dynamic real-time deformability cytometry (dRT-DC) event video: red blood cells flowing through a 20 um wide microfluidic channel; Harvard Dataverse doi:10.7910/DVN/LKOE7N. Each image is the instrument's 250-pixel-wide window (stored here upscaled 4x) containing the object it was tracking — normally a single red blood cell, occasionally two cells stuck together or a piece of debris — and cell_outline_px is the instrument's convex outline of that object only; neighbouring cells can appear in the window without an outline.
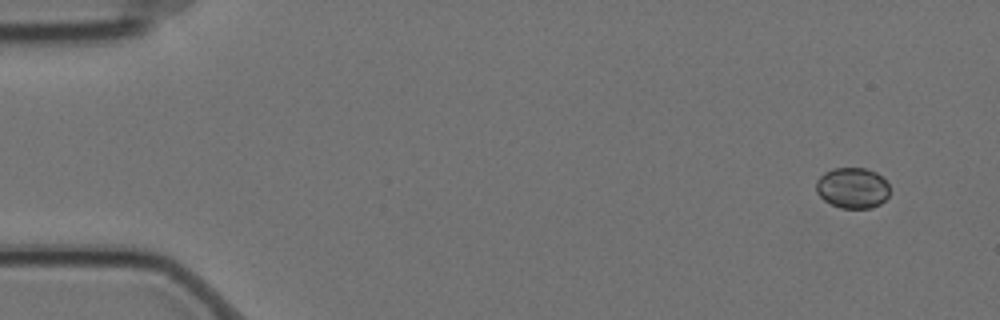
{"species": "Egyptian fruit bat (a non-hibernating species)", "species_latin": "Rousettus aegyptiacus", "temperature_condition": "cold", "stored_images_in_passage": 5, "segment_of_instrument_passage": [1, 2], "camera_frame_rate_fps": 3000, "um_per_image_px": 0.085, "animal": {"sex": "female"}, "frame": {"image": 1, "passage_image": 1, "time_ms": 0.0, "image_size_px": [1000, 320], "cell_outline_px": [[888, 196], [880, 204], [872, 208], [840, 208], [824, 200], [816, 192], [816, 180], [824, 172], [832, 168], [864, 168], [876, 172], [888, 184]], "centroid_in_image_um": [72.43, 15.97], "position_along_channel_um": 12.6, "area_um2": 17.46}}
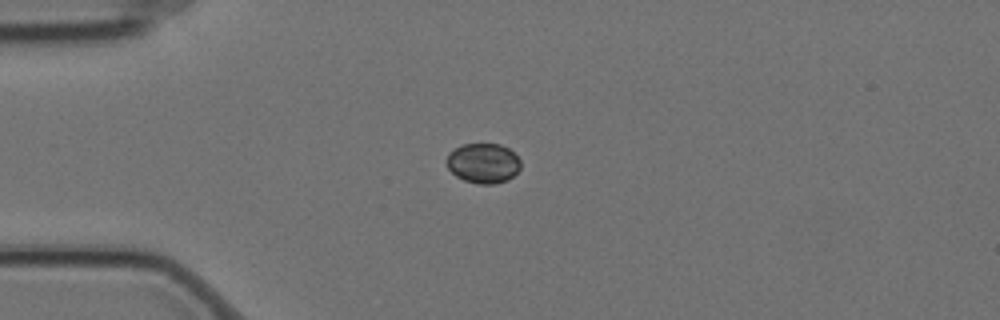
{"frame": {"image": 2, "passage_image": 4, "time_ms": 1.0, "image_size_px": [1000, 320], "cell_outline_px": [[520, 168], [508, 180], [496, 184], [480, 184], [464, 180], [456, 176], [448, 168], [444, 160], [448, 152], [460, 144], [500, 144], [508, 148], [520, 160]], "centroid_in_image_um": [41.03, 13.86], "position_along_channel_um": 44.0, "area_um2": 17.4}}